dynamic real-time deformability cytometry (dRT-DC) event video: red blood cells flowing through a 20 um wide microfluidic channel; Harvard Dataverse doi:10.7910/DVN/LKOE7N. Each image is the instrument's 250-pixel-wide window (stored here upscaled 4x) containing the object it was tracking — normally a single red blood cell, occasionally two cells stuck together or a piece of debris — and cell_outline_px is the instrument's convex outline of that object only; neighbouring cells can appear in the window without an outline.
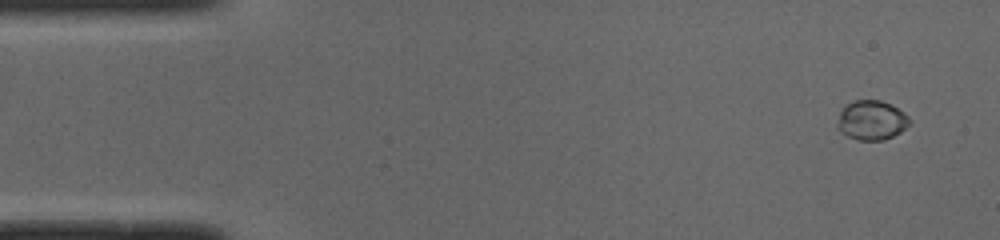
{"species": "common noctule bat (a hibernating species)", "species_latin": "Nyctalus noctula", "temperature_condition": "cold", "stored_images_in_passage": 48, "camera_frame_rate_fps": 3000, "um_per_image_px": 0.085, "animal": {"sex": "male", "body_mass_g": 19.0, "forearm_length_mm": 50.8}, "frame": {"image": 1, "passage_image": 1, "time_ms": 0.0, "image_size_px": [1000, 240], "cell_outline_px": [[912, 120], [900, 132], [884, 140], [860, 140], [848, 136], [840, 132], [836, 124], [840, 112], [852, 100], [880, 100], [896, 108], [908, 116]], "centroid_in_image_um": [74.06, 10.22], "position_along_channel_um": 10.9, "area_um2": 16.36}}
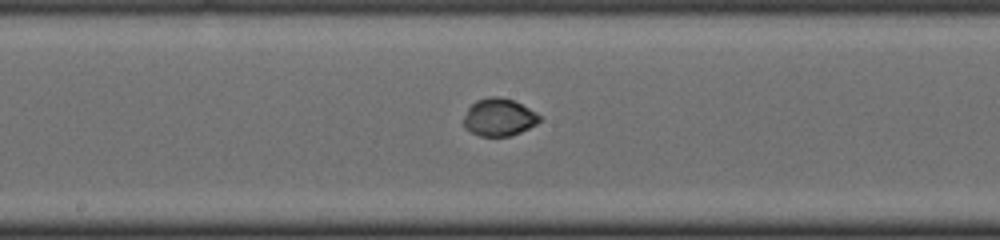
{"frame": {"image": 2, "passage_image": 24, "time_ms": 7.667, "image_size_px": [1000, 240], "cell_outline_px": [[540, 120], [536, 124], [520, 132], [508, 136], [480, 136], [464, 128], [464, 116], [468, 108], [476, 100], [488, 96], [496, 96], [512, 100], [536, 112], [540, 116]], "centroid_in_image_um": [42.39, 9.96], "position_along_channel_um": 205.8, "area_um2": 16.42}}
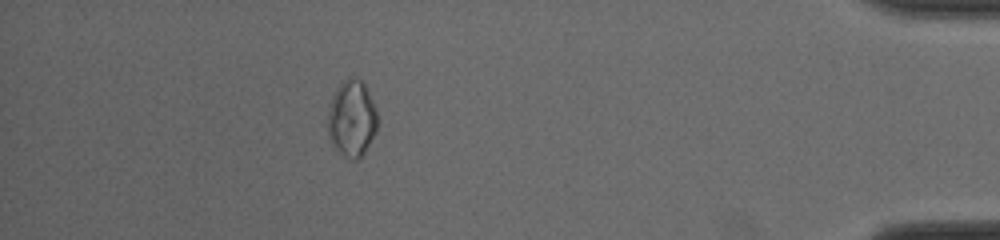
{"frame": {"image": 3, "passage_image": 43, "time_ms": 14.0, "image_size_px": [1000, 240], "cell_outline_px": [[376, 132], [364, 152], [356, 160], [344, 156], [332, 144], [328, 132], [328, 116], [332, 96], [336, 88], [348, 76], [352, 76], [360, 80], [364, 84], [376, 108]], "centroid_in_image_um": [29.9, 10.05], "position_along_channel_um": 405.3, "area_um2": 21.79}, "authors_computed_cell_mechanics": {"area_um2": 16.7909, "velocity_mm_per_s": 3.9754, "shape_relaxation_time_tau1_ms": 8.5821, "shape_relaxation_time_tau2_ms": null, "deformation_change_tau1": 0.1518, "deformation_change_tau2": null}}